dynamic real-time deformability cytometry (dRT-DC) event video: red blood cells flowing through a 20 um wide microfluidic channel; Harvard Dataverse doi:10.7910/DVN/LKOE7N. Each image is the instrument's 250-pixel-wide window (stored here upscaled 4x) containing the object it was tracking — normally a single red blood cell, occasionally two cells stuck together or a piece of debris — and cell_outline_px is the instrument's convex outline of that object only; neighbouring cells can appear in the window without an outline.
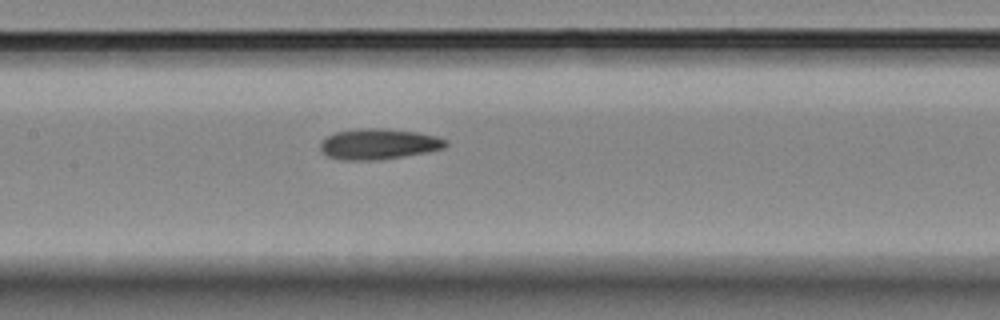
{"species": "Egyptian fruit bat (a non-hibernating species)", "species_latin": "Rousettus aegyptiacus", "temperature_condition": "room temperature", "stored_images_in_passage": 6, "segment_of_instrument_passage": [1, 2], "camera_frame_rate_fps": 3000, "um_per_image_px": 0.085, "animal": {"sex": "female"}, "frame": {"image": 1, "passage_image": 5, "time_ms": 5.333, "image_size_px": [1000, 320], "cell_outline_px": [[448, 144], [444, 148], [424, 152], [380, 160], [340, 160], [328, 156], [320, 152], [320, 144], [328, 136], [336, 132], [360, 128], [384, 128], [416, 132], [436, 136], [448, 140]], "centroid_in_image_um": [32.17, 12.24], "position_along_channel_um": 175.2, "area_um2": 22.37}}